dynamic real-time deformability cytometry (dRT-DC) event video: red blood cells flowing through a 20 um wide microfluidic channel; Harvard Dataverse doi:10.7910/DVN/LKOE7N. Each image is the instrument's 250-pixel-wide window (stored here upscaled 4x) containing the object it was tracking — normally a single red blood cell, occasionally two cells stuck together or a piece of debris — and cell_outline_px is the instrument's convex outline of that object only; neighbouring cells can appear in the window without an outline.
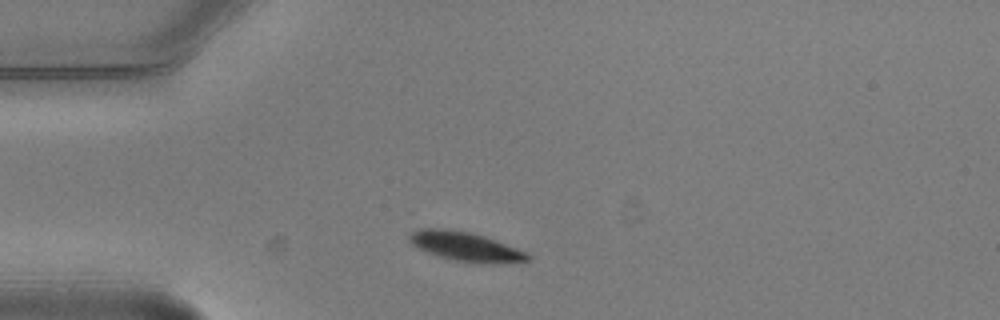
{"species": "common noctule bat (a hibernating species)", "species_latin": "Nyctalus noctula", "temperature_condition": "warm", "stored_images_in_passage": 1, "camera_frame_rate_fps": 3000, "um_per_image_px": 0.085, "animal": {"sex": "male", "body_mass_g": 20.5, "forearm_length_mm": 52.5}, "frame": {"image": 1, "passage_image": 1, "time_ms": 0.0, "image_size_px": [1000, 320], "cell_outline_px": [[532, 260], [456, 260], [424, 252], [412, 244], [408, 240], [408, 236], [412, 232], [420, 228], [440, 228], [472, 232], [496, 240], [516, 248], [532, 256]], "centroid_in_image_um": [39.42, 20.87], "position_along_channel_um": 45.6, "area_um2": 18.96}}